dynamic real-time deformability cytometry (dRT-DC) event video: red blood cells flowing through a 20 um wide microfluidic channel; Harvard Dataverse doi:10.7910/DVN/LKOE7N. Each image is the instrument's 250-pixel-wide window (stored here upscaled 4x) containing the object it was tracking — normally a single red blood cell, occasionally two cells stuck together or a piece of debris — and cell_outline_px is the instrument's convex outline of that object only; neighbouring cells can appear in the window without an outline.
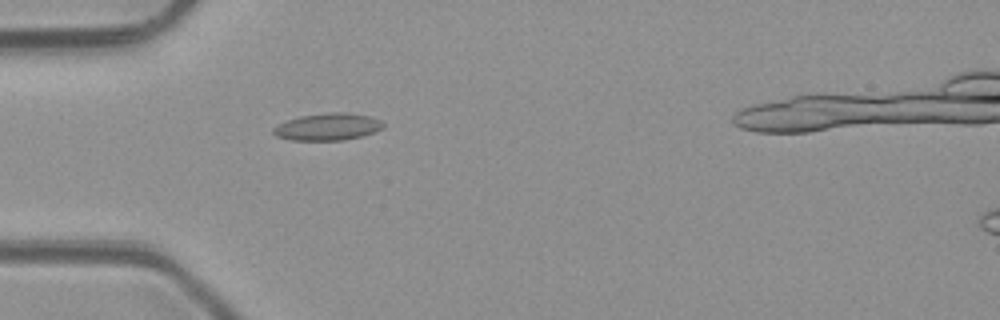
{"species": "common noctule bat (a hibernating species)", "species_latin": "Nyctalus noctula", "temperature_condition": "room temperature", "stored_images_in_passage": 3, "camera_frame_rate_fps": 3000, "um_per_image_px": 0.085, "animal": {"sex": "male", "body_mass_g": 23.1, "forearm_length_mm": 52.7}, "frame": {"image": 1, "passage_image": 2, "time_ms": 1.333, "image_size_px": [1000, 320], "cell_outline_px": [[384, 128], [376, 132], [364, 136], [344, 140], [292, 140], [276, 136], [272, 132], [272, 128], [276, 124], [300, 116], [332, 112], [344, 112], [368, 116], [380, 120], [384, 124]], "centroid_in_image_um": [27.86, 10.79], "position_along_channel_um": 57.1, "area_um2": 17.46}}